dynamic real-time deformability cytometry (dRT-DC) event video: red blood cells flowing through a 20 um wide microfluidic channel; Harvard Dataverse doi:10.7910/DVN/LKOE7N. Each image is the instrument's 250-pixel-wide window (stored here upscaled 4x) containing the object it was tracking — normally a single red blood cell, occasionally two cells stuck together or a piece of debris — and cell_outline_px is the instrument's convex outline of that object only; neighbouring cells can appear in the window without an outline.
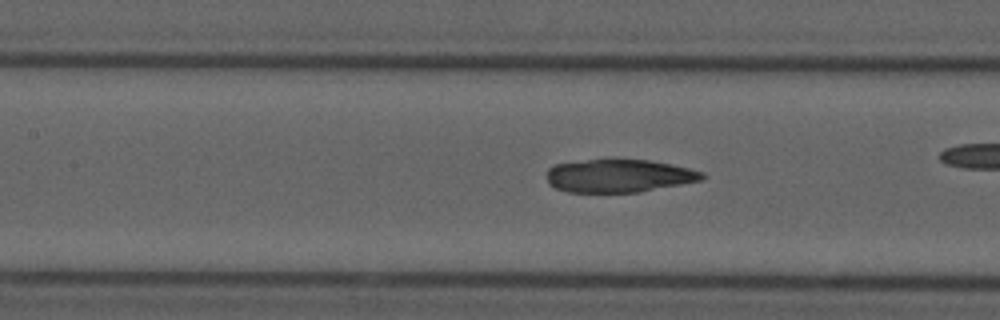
{"species": "common noctule bat (a hibernating species)", "species_latin": "Nyctalus noctula", "temperature_condition": "cold", "stored_images_in_passage": 43, "camera_frame_rate_fps": 3000, "um_per_image_px": 0.085, "animal": {"sex": "male", "forearm_length_mm": 52.5}, "frame": {"image": 1, "passage_image": 25, "time_ms": 8.0, "image_size_px": [1000, 320], "cell_outline_px": [[704, 176], [700, 180], [640, 192], [568, 192], [556, 188], [548, 184], [548, 168], [556, 164], [612, 156], [648, 160], [688, 168], [704, 172]], "centroid_in_image_um": [52.56, 14.91], "position_along_channel_um": 154.8, "area_um2": 30.4}}